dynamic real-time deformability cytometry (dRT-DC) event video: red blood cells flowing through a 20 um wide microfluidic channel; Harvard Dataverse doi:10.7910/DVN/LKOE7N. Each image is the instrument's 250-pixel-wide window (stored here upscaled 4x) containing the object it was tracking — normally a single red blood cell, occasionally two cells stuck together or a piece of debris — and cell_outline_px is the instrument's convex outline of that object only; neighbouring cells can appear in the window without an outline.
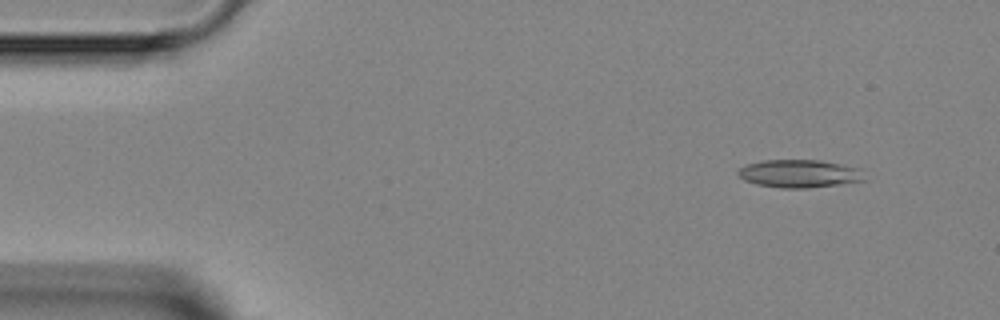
{"species": "Egyptian fruit bat (a non-hibernating species)", "species_latin": "Rousettus aegyptiacus", "temperature_condition": "room temperature", "stored_images_in_passage": 4, "camera_frame_rate_fps": 3000, "um_per_image_px": 0.085, "animal": {"sex": "female"}, "frame": {"image": 1, "passage_image": 2, "time_ms": 1.0, "image_size_px": [1000, 320], "cell_outline_px": [[864, 180], [808, 188], [784, 188], [756, 184], [744, 180], [736, 172], [740, 168], [748, 164], [764, 160], [820, 160], [860, 168]], "centroid_in_image_um": [67.91, 14.75], "position_along_channel_um": 17.1, "area_um2": 20.23}}